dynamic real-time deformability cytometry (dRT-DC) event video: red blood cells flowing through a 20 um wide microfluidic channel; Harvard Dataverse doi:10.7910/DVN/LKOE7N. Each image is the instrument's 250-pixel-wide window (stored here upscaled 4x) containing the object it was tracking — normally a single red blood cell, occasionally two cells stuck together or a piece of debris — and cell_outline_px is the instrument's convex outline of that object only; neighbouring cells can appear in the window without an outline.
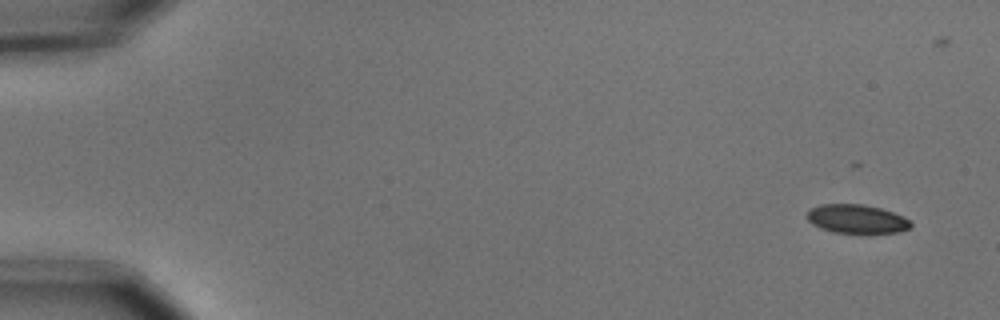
{"species": "common noctule bat (a hibernating species)", "species_latin": "Nyctalus noctula", "temperature_condition": "cold", "stored_images_in_passage": 6, "camera_frame_rate_fps": 3000, "um_per_image_px": 0.085, "animal": {"sex": "male", "body_mass_g": 15.6}, "frame": {"image": 1, "passage_image": 1, "time_ms": 0.0, "image_size_px": [1000, 320], "cell_outline_px": [[912, 228], [900, 232], [836, 232], [820, 228], [812, 224], [808, 220], [808, 208], [820, 204], [860, 204], [880, 208], [904, 216], [912, 224]], "centroid_in_image_um": [72.81, 18.6], "position_along_channel_um": 12.2, "area_um2": 17.22}}
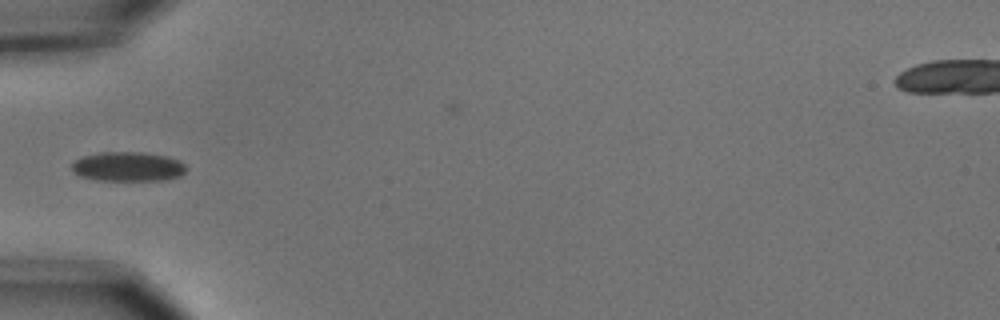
{"frame": {"image": 2, "passage_image": 5, "time_ms": 1.333, "image_size_px": [1000, 320], "cell_outline_px": [[184, 172], [180, 176], [168, 180], [96, 180], [80, 176], [72, 172], [72, 160], [84, 156], [100, 152], [140, 152], [168, 156], [180, 160], [184, 164]], "centroid_in_image_um": [10.85, 14.16], "position_along_channel_um": 74.1, "area_um2": 19.77}}